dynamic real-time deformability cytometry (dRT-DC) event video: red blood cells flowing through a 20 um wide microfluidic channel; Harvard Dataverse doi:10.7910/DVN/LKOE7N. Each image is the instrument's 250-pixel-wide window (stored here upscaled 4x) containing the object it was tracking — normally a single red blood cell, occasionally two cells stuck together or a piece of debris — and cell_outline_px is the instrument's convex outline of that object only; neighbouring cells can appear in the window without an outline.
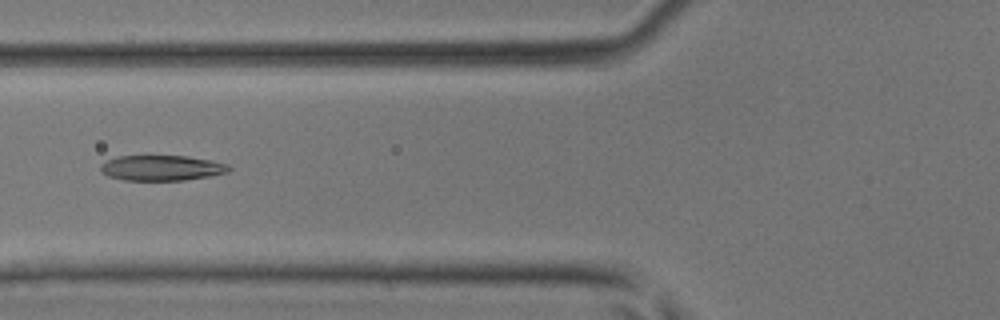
{"species": "common noctule bat (a hibernating species)", "species_latin": "Nyctalus noctula", "temperature_condition": "room temperature", "stored_images_in_passage": 24, "camera_frame_rate_fps": 3000, "um_per_image_px": 0.085, "animal": {"sex": "male", "body_mass_g": 17.9, "forearm_length_mm": 54.2}, "frame": {"image": 1, "passage_image": 11, "time_ms": 3.333, "image_size_px": [1000, 320], "cell_outline_px": [[232, 168], [228, 172], [208, 176], [184, 180], [124, 180], [108, 176], [100, 172], [100, 164], [116, 156], [144, 152], [188, 156], [212, 160], [228, 164]], "centroid_in_image_um": [13.68, 14.21], "position_along_channel_um": 112.1, "area_um2": 20.06}}
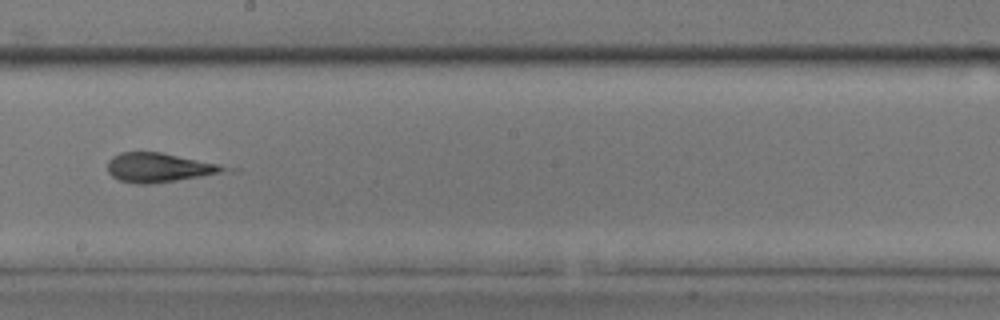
{"frame": {"image": 2, "passage_image": 19, "time_ms": 6.0, "image_size_px": [1000, 320], "cell_outline_px": [[240, 172], [152, 184], [136, 184], [120, 180], [112, 176], [108, 172], [108, 160], [112, 156], [120, 152], [160, 152], [240, 168]], "centroid_in_image_um": [13.76, 14.27], "position_along_channel_um": 234.4, "area_um2": 20.92}}
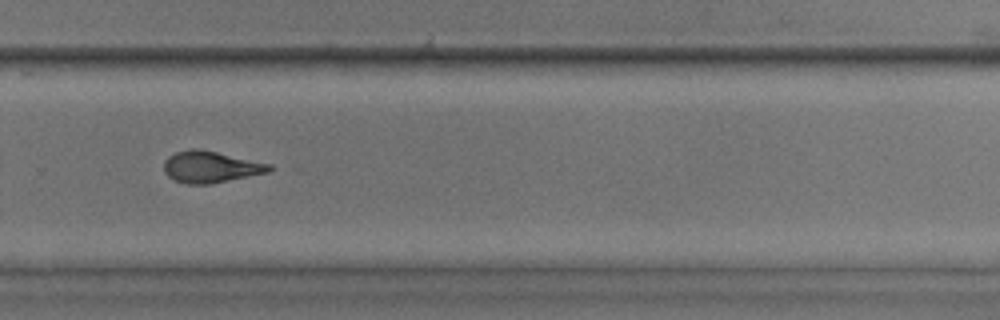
{"frame": {"image": 3, "passage_image": 24, "time_ms": 7.667, "image_size_px": [1000, 320], "cell_outline_px": [[272, 168], [268, 172], [208, 184], [188, 184], [176, 180], [168, 176], [164, 172], [164, 160], [168, 156], [176, 152], [192, 148], [200, 148], [272, 164]], "centroid_in_image_um": [17.88, 14.17], "position_along_channel_um": 311.9, "area_um2": 19.25}}